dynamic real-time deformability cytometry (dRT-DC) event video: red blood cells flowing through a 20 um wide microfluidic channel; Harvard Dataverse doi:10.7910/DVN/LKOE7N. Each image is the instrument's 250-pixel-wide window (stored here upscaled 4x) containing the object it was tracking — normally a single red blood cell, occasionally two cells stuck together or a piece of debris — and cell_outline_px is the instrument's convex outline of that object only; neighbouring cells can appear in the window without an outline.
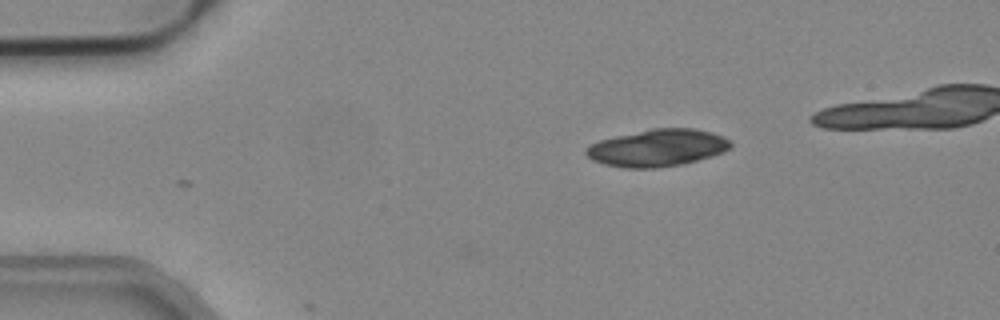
{"species": "common noctule bat (a hibernating species)", "species_latin": "Nyctalus noctula", "temperature_condition": "cold", "stored_images_in_passage": 2, "camera_frame_rate_fps": 3000, "um_per_image_px": 0.085, "animal": {"sex": "male", "body_mass_g": 19.2, "forearm_length_mm": 51.8}, "frame": {"image": 1, "passage_image": 1, "time_ms": 0.0, "image_size_px": [1000, 320], "cell_outline_px": [[732, 148], [724, 152], [712, 156], [680, 164], [656, 168], [624, 168], [604, 164], [592, 160], [584, 152], [592, 144], [600, 140], [616, 136], [652, 128], [692, 128], [712, 132], [732, 140]], "centroid_in_image_um": [55.93, 12.56], "position_along_channel_um": 29.1, "area_um2": 31.21}}